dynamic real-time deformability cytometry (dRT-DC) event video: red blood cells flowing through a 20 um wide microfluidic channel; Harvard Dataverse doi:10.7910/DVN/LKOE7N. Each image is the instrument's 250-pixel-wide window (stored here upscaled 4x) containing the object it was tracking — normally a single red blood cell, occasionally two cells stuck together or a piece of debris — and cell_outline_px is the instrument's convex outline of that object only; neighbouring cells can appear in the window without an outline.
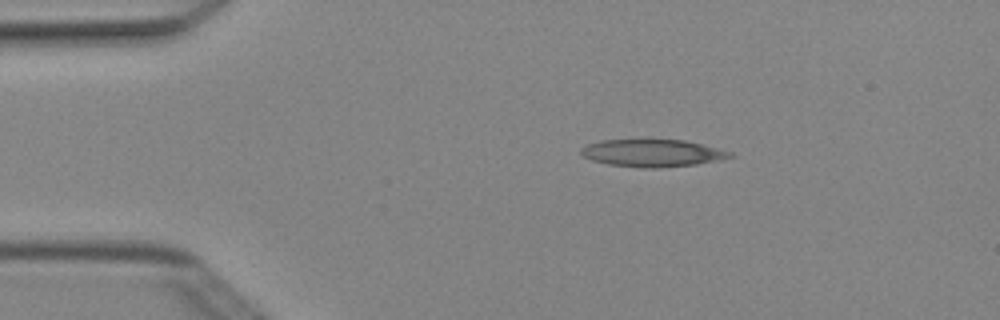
{"species": "Egyptian fruit bat (a non-hibernating species)", "species_latin": "Rousettus aegyptiacus", "temperature_condition": "cold", "stored_images_in_passage": 5, "camera_frame_rate_fps": 3000, "um_per_image_px": 0.085, "animal": {"sex": "female"}, "frame": {"image": 1, "passage_image": 5, "time_ms": 1.333, "image_size_px": [1000, 320], "cell_outline_px": [[736, 156], [720, 160], [696, 164], [656, 168], [644, 168], [608, 164], [592, 160], [584, 156], [580, 152], [580, 148], [588, 144], [600, 140], [684, 140], [732, 152]], "centroid_in_image_um": [55.46, 13.01], "position_along_channel_um": 29.5, "area_um2": 23.58}}